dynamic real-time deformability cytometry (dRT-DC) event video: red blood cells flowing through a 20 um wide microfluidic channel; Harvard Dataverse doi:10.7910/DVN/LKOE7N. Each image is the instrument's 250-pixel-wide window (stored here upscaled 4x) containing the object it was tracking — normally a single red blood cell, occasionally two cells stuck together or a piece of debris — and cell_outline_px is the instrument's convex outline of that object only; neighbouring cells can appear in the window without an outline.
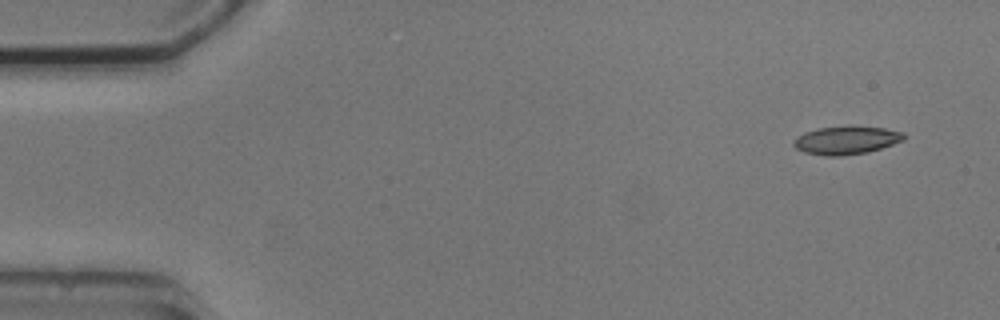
{"species": "common noctule bat (a hibernating species)", "species_latin": "Nyctalus noctula", "temperature_condition": "cold", "stored_images_in_passage": 6, "camera_frame_rate_fps": 3000, "um_per_image_px": 0.085, "animal": {"sex": "male", "body_mass_g": 20.5, "forearm_length_mm": 52.5}, "frame": {"image": 1, "passage_image": 1, "time_ms": 0.0, "image_size_px": [1000, 320], "cell_outline_px": [[908, 136], [904, 140], [868, 152], [840, 156], [828, 156], [804, 152], [796, 148], [792, 144], [792, 140], [796, 136], [804, 132], [816, 128], [848, 124], [852, 124], [884, 128], [904, 132]], "centroid_in_image_um": [71.93, 11.88], "position_along_channel_um": 13.1, "area_um2": 18.73}}
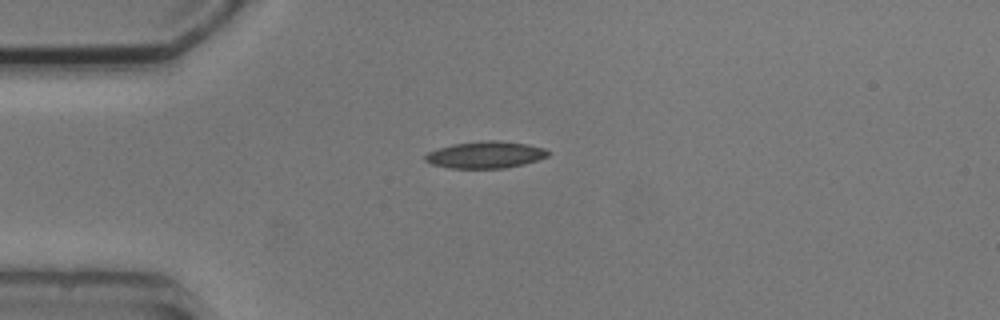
{"frame": {"image": 2, "passage_image": 4, "time_ms": 3.333, "image_size_px": [1000, 320], "cell_outline_px": [[548, 156], [524, 164], [504, 168], [448, 168], [432, 164], [424, 160], [424, 156], [428, 152], [452, 144], [480, 140], [500, 140], [528, 144], [544, 148], [548, 152]], "centroid_in_image_um": [41.25, 13.15], "position_along_channel_um": 43.8, "area_um2": 19.25}}